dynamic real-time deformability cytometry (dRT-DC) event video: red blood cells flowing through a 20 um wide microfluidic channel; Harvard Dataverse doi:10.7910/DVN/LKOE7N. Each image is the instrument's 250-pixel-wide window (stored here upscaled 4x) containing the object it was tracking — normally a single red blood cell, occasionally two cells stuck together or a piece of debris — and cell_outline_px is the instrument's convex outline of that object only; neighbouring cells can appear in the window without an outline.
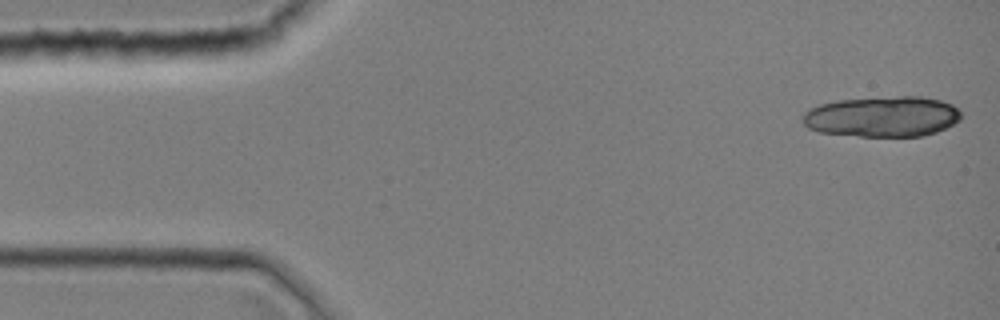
{"species": "common noctule bat (a hibernating species)", "species_latin": "Nyctalus noctula", "temperature_condition": "room temperature", "stored_images_in_passage": 10, "camera_frame_rate_fps": 3000, "um_per_image_px": 0.085, "animal": {"sex": "female", "body_mass_g": 19.0, "forearm_length_mm": 51.5}, "frame": {"image": 1, "passage_image": 1, "time_ms": 0.0, "image_size_px": [1000, 320], "cell_outline_px": [[960, 120], [936, 132], [920, 136], [860, 136], [820, 132], [808, 128], [804, 124], [804, 112], [820, 104], [840, 100], [896, 96], [920, 96], [940, 100], [952, 104], [960, 112]], "centroid_in_image_um": [75.01, 9.9], "position_along_channel_um": 10.0, "area_um2": 37.17}}